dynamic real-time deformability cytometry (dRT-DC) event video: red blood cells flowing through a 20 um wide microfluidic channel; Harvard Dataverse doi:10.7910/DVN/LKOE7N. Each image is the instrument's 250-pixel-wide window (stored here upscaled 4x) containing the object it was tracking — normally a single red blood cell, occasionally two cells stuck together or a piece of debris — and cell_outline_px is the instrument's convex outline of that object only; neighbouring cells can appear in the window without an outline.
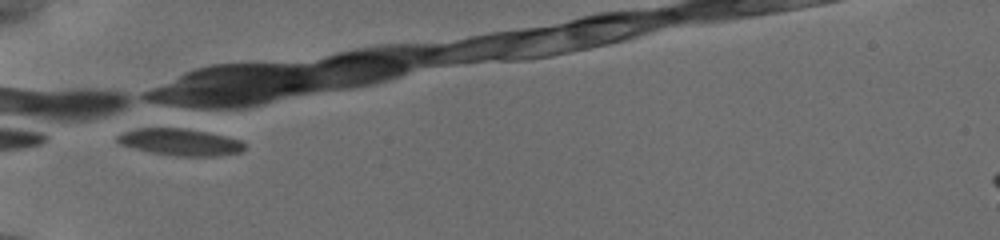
{"species": "common noctule bat (a hibernating species)", "species_latin": "Nyctalus noctula", "temperature_condition": "cold", "stored_images_in_passage": 21, "camera_frame_rate_fps": 3000, "um_per_image_px": 0.085, "animal": {"sex": "female", "body_mass_g": 19.5, "forearm_length_mm": 54.1}, "frame": {"image": 1, "passage_image": 1, "time_ms": 0.0, "image_size_px": [1000, 240], "cell_outline_px": [[244, 148], [240, 152], [216, 156], [176, 156], [152, 152], [120, 144], [116, 140], [116, 136], [124, 132], [136, 128], [184, 128], [208, 132], [240, 140], [244, 144]], "centroid_in_image_um": [15.31, 12.07], "position_along_channel_um": 69.7, "area_um2": 19.65}}